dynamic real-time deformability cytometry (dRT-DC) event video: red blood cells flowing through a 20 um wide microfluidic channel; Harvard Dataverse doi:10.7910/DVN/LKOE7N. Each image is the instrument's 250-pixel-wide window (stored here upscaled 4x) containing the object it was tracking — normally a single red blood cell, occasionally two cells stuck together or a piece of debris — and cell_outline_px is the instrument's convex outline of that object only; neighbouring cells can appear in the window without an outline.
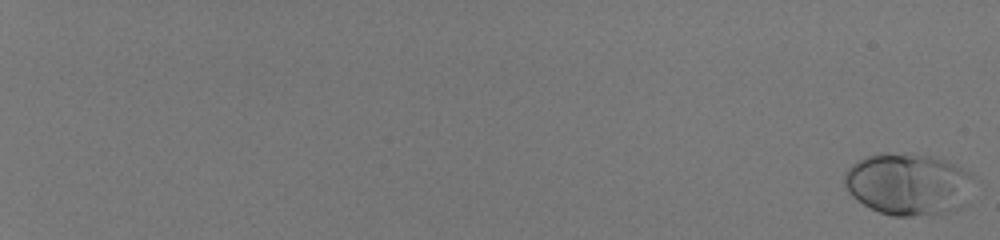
{"species": "human", "species_latin": "Homo sapiens", "temperature_condition": "room temperature", "stored_images_in_passage": 58, "camera_frame_rate_fps": 3000, "um_per_image_px": 0.085, "donor": {"sex": "male"}, "frame": {"image": 1, "passage_image": 1, "time_ms": 0.0, "image_size_px": [1000, 240], "cell_outline_px": [[972, 176], [968, 204], [956, 212], [912, 216], [892, 216], [880, 212], [856, 200], [848, 192], [844, 184], [844, 172], [856, 160], [864, 156], [876, 152], [884, 152], [932, 156], [956, 164], [972, 172]], "centroid_in_image_um": [77.21, 15.65], "position_along_channel_um": 7.8, "area_um2": 47.57}}
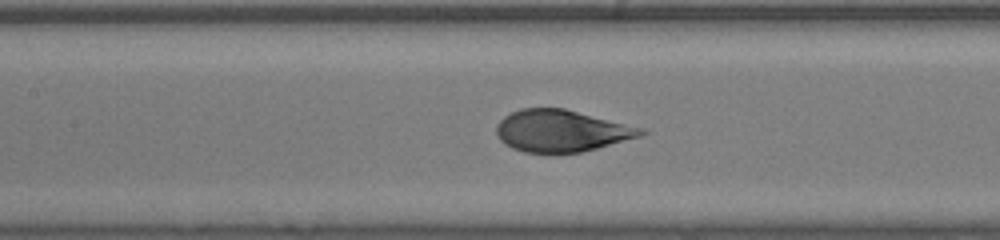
{"frame": {"image": 2, "passage_image": 34, "time_ms": 11.0, "image_size_px": [1000, 240], "cell_outline_px": [[648, 132], [640, 136], [596, 148], [580, 152], [524, 152], [512, 148], [504, 144], [500, 140], [496, 132], [496, 124], [504, 116], [520, 108], [564, 108], [644, 128]], "centroid_in_image_um": [47.69, 11.11], "position_along_channel_um": 159.7, "area_um2": 35.03}}
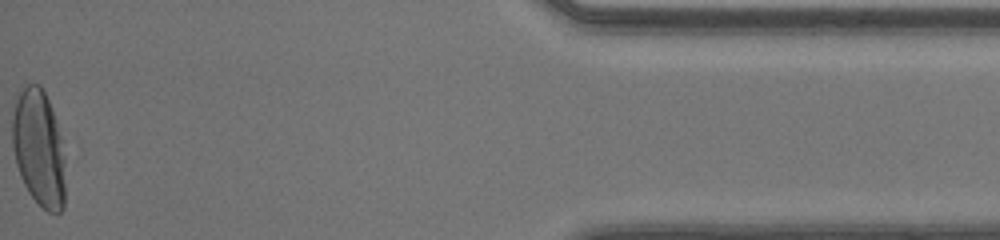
{"frame": {"image": 3, "passage_image": 58, "time_ms": 19.0, "image_size_px": [1000, 240], "cell_outline_px": [[64, 208], [60, 212], [48, 212], [28, 192], [20, 176], [16, 164], [12, 144], [12, 116], [16, 100], [20, 92], [28, 84], [40, 84], [48, 100], [56, 120], [60, 136], [64, 160]], "centroid_in_image_um": [3.29, 12.6], "position_along_channel_um": 431.9, "area_um2": 35.72}, "authors_computed_cell_mechanics": {"area_um2": 37.6278, "velocity_mm_per_s": 4.106, "shape_relaxation_time_tau1_ms": 3.0551, "shape_relaxation_time_tau2_ms": null, "deformation_change_tau1": 0.1771, "deformation_change_tau2": null}}